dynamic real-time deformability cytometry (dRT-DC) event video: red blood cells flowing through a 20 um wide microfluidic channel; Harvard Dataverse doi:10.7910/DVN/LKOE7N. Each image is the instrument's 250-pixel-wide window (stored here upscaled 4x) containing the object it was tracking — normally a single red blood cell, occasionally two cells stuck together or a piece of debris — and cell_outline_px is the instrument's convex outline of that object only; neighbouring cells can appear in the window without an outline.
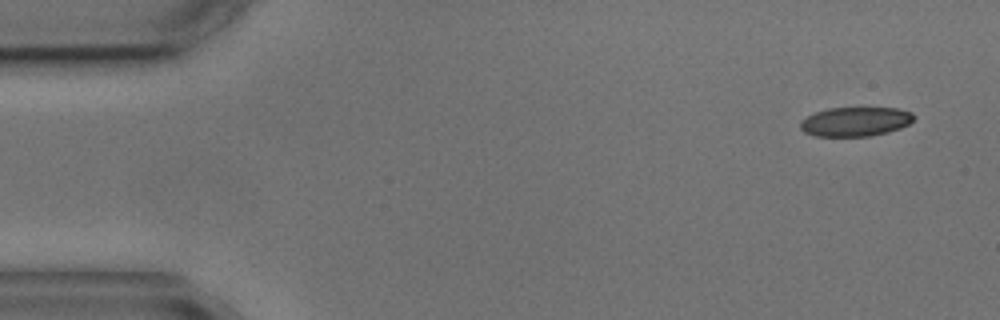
{"species": "common noctule bat (a hibernating species)", "species_latin": "Nyctalus noctula", "temperature_condition": "cold", "stored_images_in_passage": 4, "camera_frame_rate_fps": 3000, "um_per_image_px": 0.085, "animal": {"sex": "male", "body_mass_g": 17.9, "forearm_length_mm": 54.2}, "frame": {"image": 1, "passage_image": 1, "time_ms": 0.0, "image_size_px": [1000, 320], "cell_outline_px": [[916, 116], [908, 124], [900, 128], [888, 132], [868, 136], [816, 136], [804, 132], [800, 128], [800, 120], [816, 112], [828, 108], [896, 108], [912, 112]], "centroid_in_image_um": [72.7, 10.33], "position_along_channel_um": 12.3, "area_um2": 19.31}}
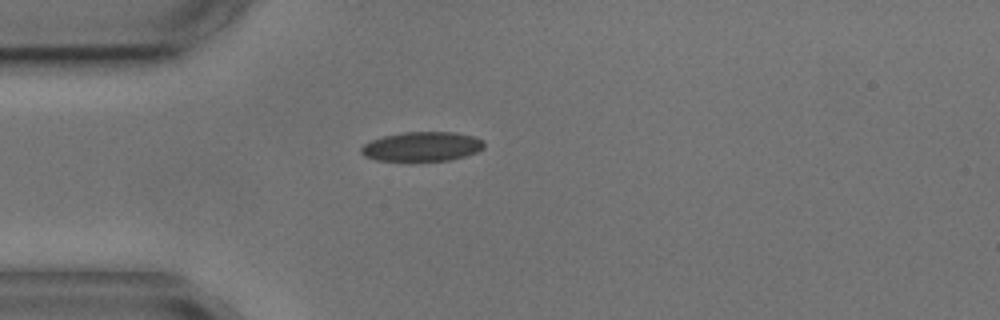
{"frame": {"image": 2, "passage_image": 4, "time_ms": 3.667, "image_size_px": [1000, 320], "cell_outline_px": [[484, 148], [476, 152], [464, 156], [448, 160], [376, 160], [364, 156], [360, 152], [360, 148], [364, 144], [372, 140], [384, 136], [404, 132], [456, 132], [476, 136], [484, 140]], "centroid_in_image_um": [35.9, 12.44], "position_along_channel_um": 49.1, "area_um2": 20.98}}